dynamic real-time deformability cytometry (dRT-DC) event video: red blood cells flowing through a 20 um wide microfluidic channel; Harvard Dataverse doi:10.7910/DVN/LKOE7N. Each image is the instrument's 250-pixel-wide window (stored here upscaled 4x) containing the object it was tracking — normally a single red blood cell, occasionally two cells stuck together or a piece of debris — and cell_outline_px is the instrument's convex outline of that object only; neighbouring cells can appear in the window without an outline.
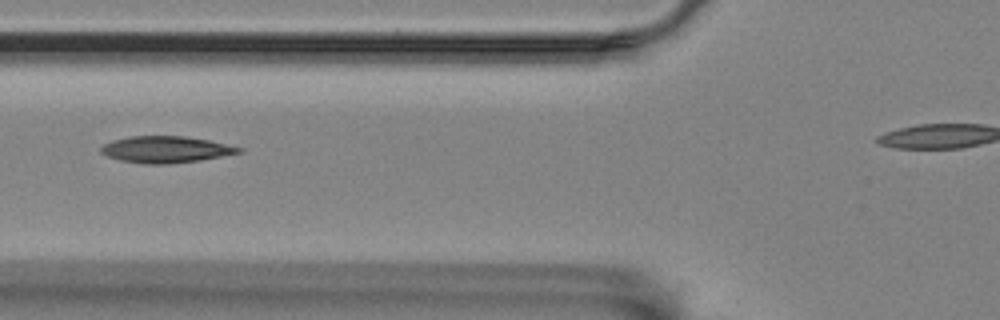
{"species": "Egyptian fruit bat (a non-hibernating species)", "species_latin": "Rousettus aegyptiacus", "temperature_condition": "room temperature", "stored_images_in_passage": 6, "camera_frame_rate_fps": 3000, "um_per_image_px": 0.085, "animal": {"sex": "female"}, "frame": {"image": 1, "passage_image": 2, "time_ms": 1.333, "image_size_px": [1000, 320], "cell_outline_px": [[244, 152], [200, 160], [168, 164], [144, 164], [120, 160], [108, 156], [100, 152], [100, 148], [104, 144], [112, 140], [128, 136], [188, 136], [208, 140], [244, 148]], "centroid_in_image_um": [14.1, 12.7], "position_along_channel_um": 111.7, "area_um2": 21.44}}
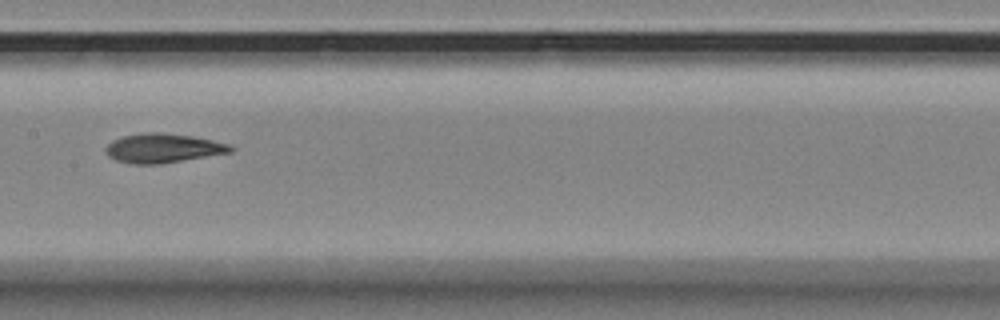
{"frame": {"image": 2, "passage_image": 4, "time_ms": 3.667, "image_size_px": [1000, 320], "cell_outline_px": [[236, 148], [232, 152], [160, 164], [132, 164], [116, 160], [108, 156], [104, 152], [104, 148], [112, 140], [124, 136], [144, 132], [160, 132], [192, 136], [232, 144]], "centroid_in_image_um": [13.86, 12.59], "position_along_channel_um": 193.5, "area_um2": 21.44}}
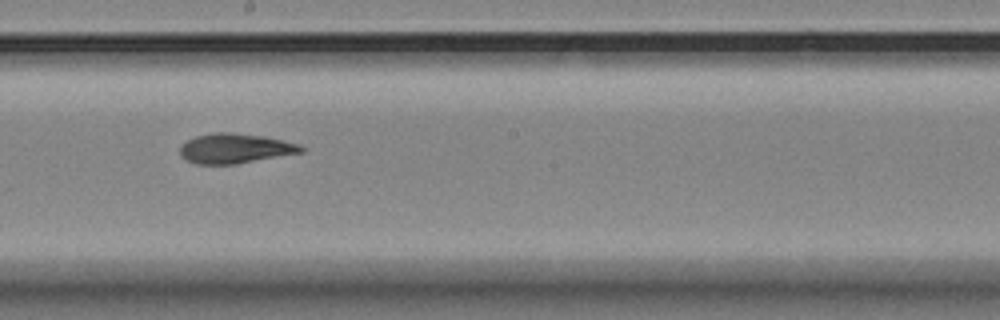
{"frame": {"image": 3, "passage_image": 5, "time_ms": 4.667, "image_size_px": [1000, 320], "cell_outline_px": [[304, 152], [236, 164], [196, 164], [184, 160], [180, 156], [180, 148], [188, 140], [196, 136], [216, 132], [232, 132], [264, 136], [300, 144], [304, 148]], "centroid_in_image_um": [19.98, 12.62], "position_along_channel_um": 228.2, "area_um2": 21.1}}